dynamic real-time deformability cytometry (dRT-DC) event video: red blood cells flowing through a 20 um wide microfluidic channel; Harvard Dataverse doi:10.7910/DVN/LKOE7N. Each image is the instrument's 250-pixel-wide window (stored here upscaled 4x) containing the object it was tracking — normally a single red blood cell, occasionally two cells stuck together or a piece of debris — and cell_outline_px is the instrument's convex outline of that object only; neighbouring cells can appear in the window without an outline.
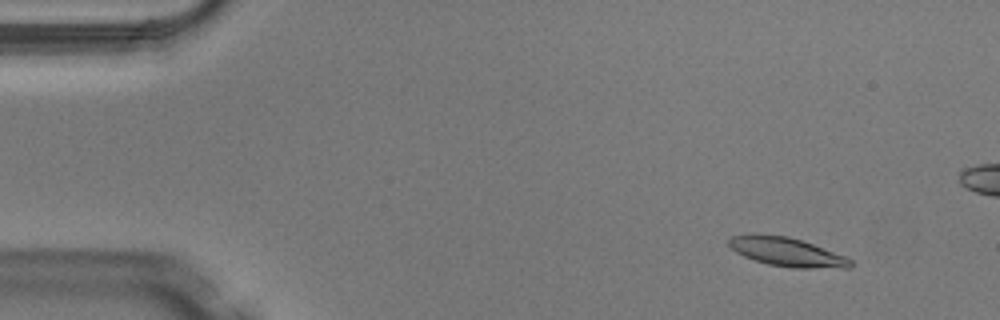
{"species": "Egyptian fruit bat (a non-hibernating species)", "species_latin": "Rousettus aegyptiacus", "temperature_condition": "warm", "stored_images_in_passage": 4, "camera_frame_rate_fps": 3000, "um_per_image_px": 0.085, "animal": {"sex": "male"}, "frame": {"image": 1, "passage_image": 2, "time_ms": 0.333, "image_size_px": [1000, 320], "cell_outline_px": [[852, 268], [792, 268], [768, 264], [744, 256], [736, 252], [728, 244], [728, 240], [732, 236], [788, 236], [812, 244], [844, 256], [852, 260]], "centroid_in_image_um": [66.94, 21.46], "position_along_channel_um": 18.1, "area_um2": 19.71}}